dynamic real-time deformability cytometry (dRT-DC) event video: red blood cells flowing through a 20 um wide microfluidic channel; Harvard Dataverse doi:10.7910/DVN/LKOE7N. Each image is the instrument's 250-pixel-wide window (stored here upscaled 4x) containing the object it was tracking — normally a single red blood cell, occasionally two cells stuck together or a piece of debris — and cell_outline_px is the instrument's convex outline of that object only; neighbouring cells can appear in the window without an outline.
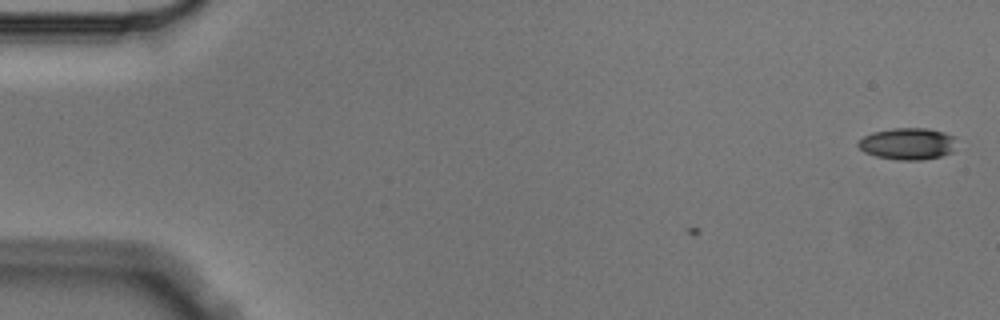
{"species": "Egyptian fruit bat (a non-hibernating species)", "species_latin": "Rousettus aegyptiacus", "temperature_condition": "cold", "stored_images_in_passage": 2, "camera_frame_rate_fps": 3000, "um_per_image_px": 0.085, "animal": {"sex": "male"}, "frame": {"image": 1, "passage_image": 2, "time_ms": 0.333, "image_size_px": [1000, 320], "cell_outline_px": [[952, 152], [940, 156], [920, 160], [900, 160], [876, 156], [864, 152], [856, 144], [864, 136], [872, 132], [892, 128], [928, 128], [944, 132], [952, 136]], "centroid_in_image_um": [77.09, 12.21], "position_along_channel_um": 7.9, "area_um2": 17.92}}